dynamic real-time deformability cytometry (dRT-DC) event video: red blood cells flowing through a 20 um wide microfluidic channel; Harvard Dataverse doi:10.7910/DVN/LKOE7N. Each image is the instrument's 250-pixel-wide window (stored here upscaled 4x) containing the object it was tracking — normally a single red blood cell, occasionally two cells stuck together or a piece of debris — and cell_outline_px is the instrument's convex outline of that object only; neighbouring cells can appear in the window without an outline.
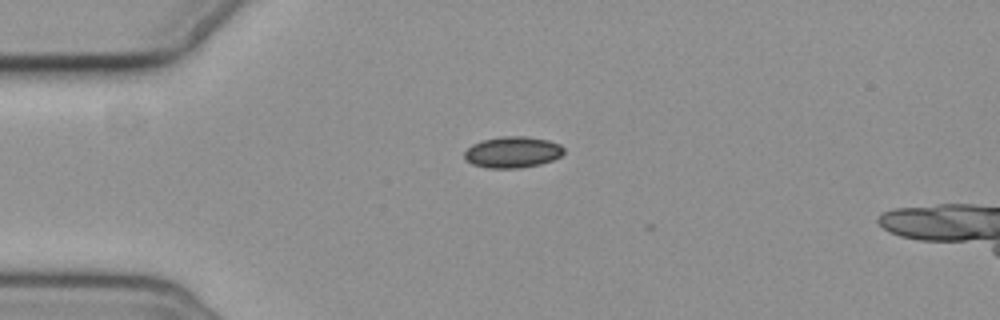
{"species": "common noctule bat (a hibernating species)", "species_latin": "Nyctalus noctula", "temperature_condition": "cold", "stored_images_in_passage": 3, "camera_frame_rate_fps": 3000, "um_per_image_px": 0.085, "animal": {"sex": "female", "body_mass_g": 19.3, "forearm_length_mm": 54.1}, "frame": {"image": 1, "passage_image": 1, "time_ms": 0.0, "image_size_px": [1000, 320], "cell_outline_px": [[564, 152], [560, 156], [552, 160], [540, 164], [520, 168], [488, 168], [472, 164], [464, 160], [464, 152], [472, 144], [484, 140], [504, 136], [524, 136], [548, 140], [560, 144], [564, 148]], "centroid_in_image_um": [43.56, 12.94], "position_along_channel_um": 41.4, "area_um2": 18.09}}